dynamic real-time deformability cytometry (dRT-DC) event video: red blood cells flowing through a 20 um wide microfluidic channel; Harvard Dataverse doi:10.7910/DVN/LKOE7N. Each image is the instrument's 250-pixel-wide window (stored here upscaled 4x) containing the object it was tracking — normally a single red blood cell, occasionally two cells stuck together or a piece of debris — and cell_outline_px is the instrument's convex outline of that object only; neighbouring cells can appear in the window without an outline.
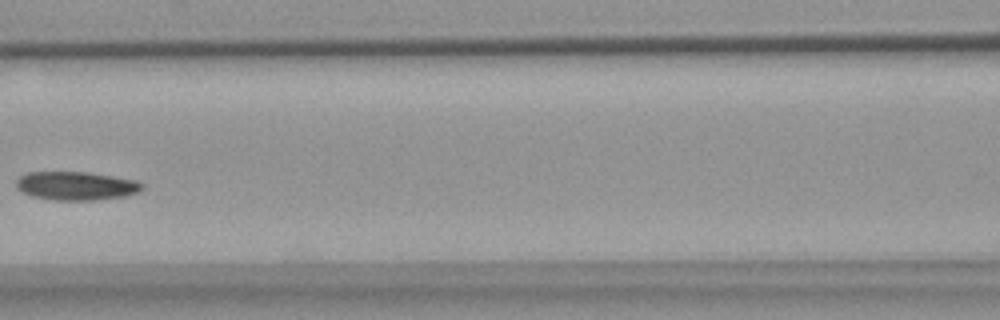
{"species": "common noctule bat (a hibernating species)", "species_latin": "Nyctalus noctula", "temperature_condition": "warm", "stored_images_in_passage": 8, "camera_frame_rate_fps": 3000, "um_per_image_px": 0.085, "animal": {"sex": "female", "body_mass_g": 18.4}, "frame": {"image": 1, "passage_image": 6, "time_ms": 6.333, "image_size_px": [1000, 320], "cell_outline_px": [[144, 188], [140, 192], [124, 196], [96, 200], [48, 200], [32, 196], [16, 188], [16, 180], [20, 176], [28, 172], [88, 172], [136, 180], [144, 184]], "centroid_in_image_um": [6.48, 15.8], "position_along_channel_um": 160.1, "area_um2": 21.1}}
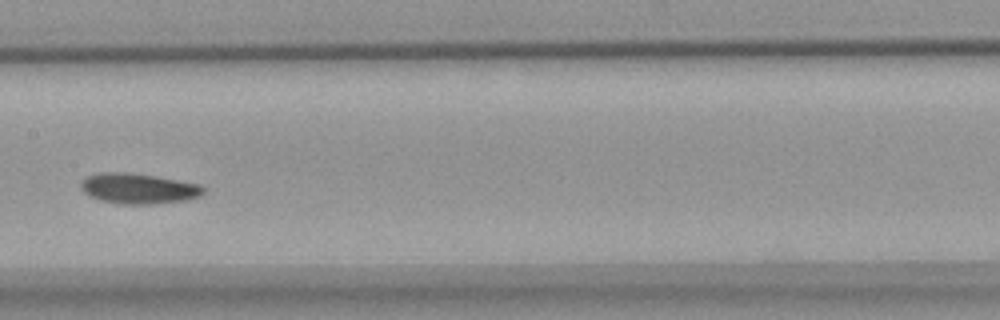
{"frame": {"image": 2, "passage_image": 7, "time_ms": 7.333, "image_size_px": [1000, 320], "cell_outline_px": [[204, 192], [200, 196], [188, 200], [156, 204], [124, 204], [100, 200], [88, 196], [80, 188], [80, 180], [96, 172], [132, 172], [156, 176], [200, 184], [204, 188]], "centroid_in_image_um": [11.74, 16.02], "position_along_channel_um": 195.7, "area_um2": 22.08}}
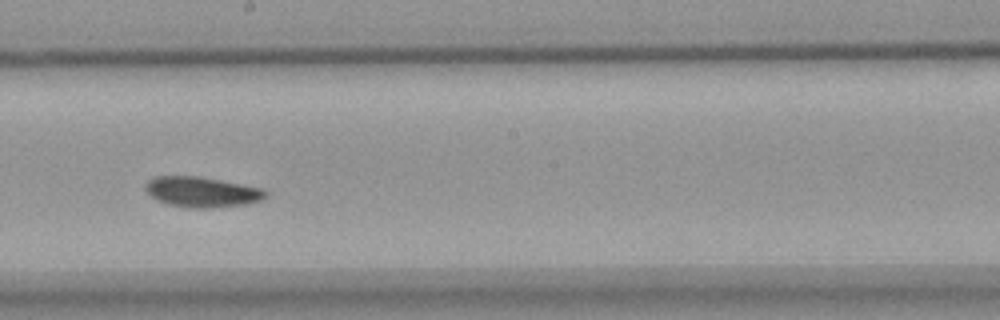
{"frame": {"image": 3, "passage_image": 8, "time_ms": 8.333, "image_size_px": [1000, 320], "cell_outline_px": [[268, 196], [260, 200], [244, 204], [212, 208], [188, 208], [168, 204], [156, 200], [144, 188], [144, 184], [152, 176], [200, 176], [264, 188], [268, 192]], "centroid_in_image_um": [17.15, 16.31], "position_along_channel_um": 231.0, "area_um2": 21.5}}